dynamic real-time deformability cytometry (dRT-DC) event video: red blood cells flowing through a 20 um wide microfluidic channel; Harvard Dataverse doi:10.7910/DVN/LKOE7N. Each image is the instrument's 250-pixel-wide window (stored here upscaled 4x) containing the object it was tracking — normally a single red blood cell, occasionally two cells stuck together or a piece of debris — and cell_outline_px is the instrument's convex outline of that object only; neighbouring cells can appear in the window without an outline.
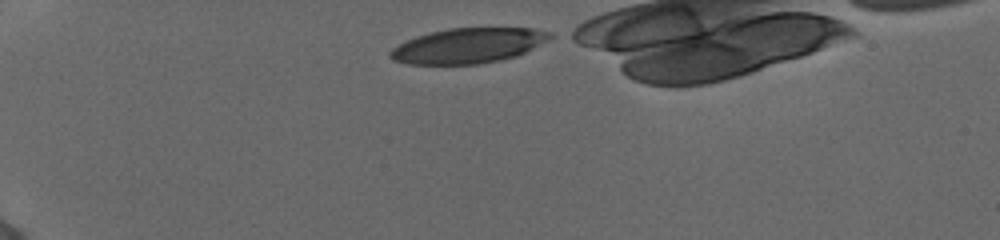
{"species": "human", "species_latin": "Homo sapiens", "temperature_condition": "cold", "stored_images_in_passage": 37, "camera_frame_rate_fps": 3000, "um_per_image_px": 0.085, "donor": {"sex": "female"}, "frame": {"image": 1, "passage_image": 1, "time_ms": 0.0, "image_size_px": [1000, 240], "cell_outline_px": [[556, 36], [516, 56], [500, 60], [476, 64], [408, 64], [392, 60], [388, 56], [388, 52], [392, 48], [416, 36], [448, 28], [532, 28], [552, 32]], "centroid_in_image_um": [39.79, 3.88], "position_along_channel_um": 45.2, "area_um2": 32.6}}
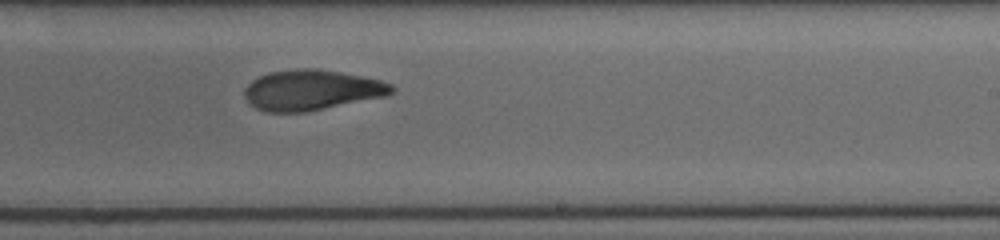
{"frame": {"image": 2, "passage_image": 22, "time_ms": 7.0, "image_size_px": [1000, 240], "cell_outline_px": [[396, 88], [392, 92], [384, 96], [304, 112], [268, 112], [256, 108], [248, 104], [244, 96], [244, 88], [252, 80], [268, 72], [296, 68], [316, 68], [340, 72], [380, 80], [392, 84]], "centroid_in_image_um": [26.43, 7.64], "position_along_channel_um": 262.6, "area_um2": 34.51}}
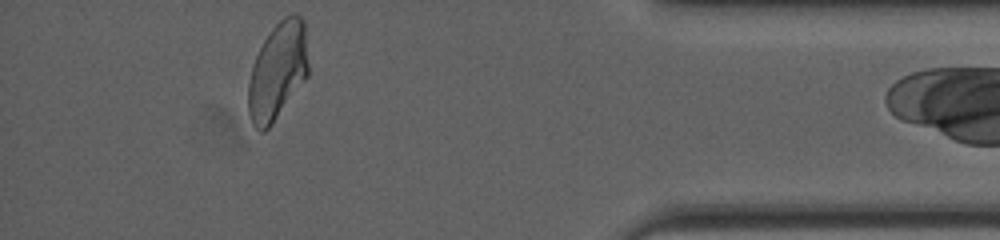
{"frame": {"image": 3, "passage_image": 36, "time_ms": 11.667, "image_size_px": [1000, 240], "cell_outline_px": [[308, 76], [272, 124], [264, 132], [260, 132], [252, 124], [248, 112], [248, 84], [252, 64], [264, 40], [272, 28], [284, 16], [292, 12], [296, 12], [304, 20], [308, 64]], "centroid_in_image_um": [23.6, 6.03], "position_along_channel_um": 411.6, "area_um2": 34.22}}